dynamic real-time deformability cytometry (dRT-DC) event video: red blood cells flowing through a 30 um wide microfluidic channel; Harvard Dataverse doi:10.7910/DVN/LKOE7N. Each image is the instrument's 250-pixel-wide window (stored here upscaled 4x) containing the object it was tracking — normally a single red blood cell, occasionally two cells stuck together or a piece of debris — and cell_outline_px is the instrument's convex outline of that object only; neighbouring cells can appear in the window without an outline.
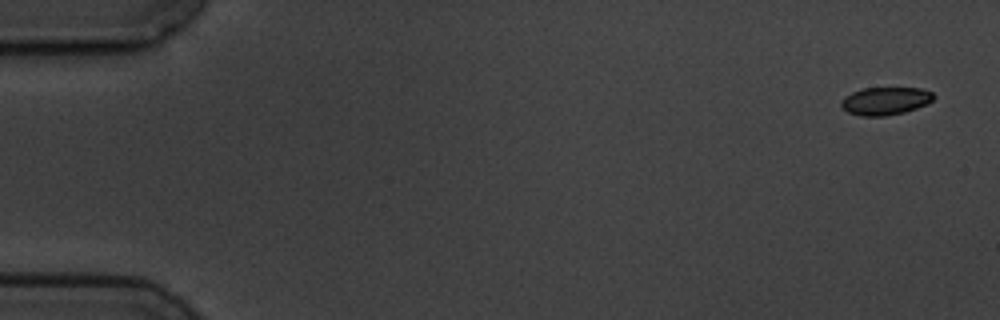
{"species": "common noctule bat (a hibernating species)", "species_latin": "Nyctalus noctula", "temperature_condition": "cold", "stored_images_in_passage": 5, "camera_frame_rate_fps": 3000, "um_per_image_px": 0.085, "animal": {"sex": "male", "body_mass_g": 19.5, "forearm_length_mm": 54.6}, "frame": {"image": 1, "passage_image": 1, "time_ms": 0.0, "image_size_px": [1000, 320], "cell_outline_px": [[936, 96], [932, 100], [916, 108], [904, 112], [884, 116], [860, 116], [848, 112], [840, 108], [840, 100], [844, 96], [852, 92], [864, 88], [920, 88], [932, 92]], "centroid_in_image_um": [75.2, 8.58], "position_along_channel_um": 9.8, "area_um2": 15.03}}